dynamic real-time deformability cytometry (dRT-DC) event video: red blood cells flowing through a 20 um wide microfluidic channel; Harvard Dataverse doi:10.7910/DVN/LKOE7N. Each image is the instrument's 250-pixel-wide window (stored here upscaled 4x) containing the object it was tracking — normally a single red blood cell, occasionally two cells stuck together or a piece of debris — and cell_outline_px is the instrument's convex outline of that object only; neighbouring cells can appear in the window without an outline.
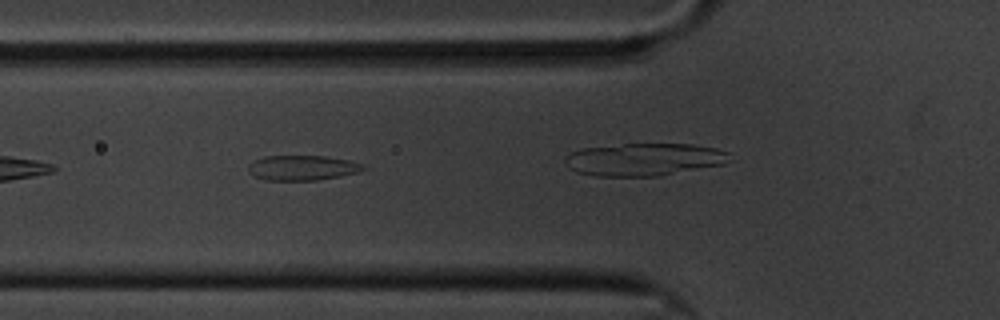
{"species": "common noctule bat (a hibernating species)", "species_latin": "Nyctalus noctula", "temperature_condition": "cold", "stored_images_in_passage": 29, "camera_frame_rate_fps": 3000, "um_per_image_px": 0.085, "animal": {"sex": "male", "body_mass_g": 20.1, "forearm_length_mm": 53.5}, "frame": {"image": 1, "passage_image": 5, "time_ms": 1.333, "image_size_px": [1000, 320], "cell_outline_px": [[368, 168], [360, 172], [340, 176], [316, 180], [264, 180], [248, 172], [248, 164], [264, 156], [324, 156], [348, 160], [364, 164]], "centroid_in_image_um": [25.73, 14.26], "position_along_channel_um": 100.1, "area_um2": 16.76}}